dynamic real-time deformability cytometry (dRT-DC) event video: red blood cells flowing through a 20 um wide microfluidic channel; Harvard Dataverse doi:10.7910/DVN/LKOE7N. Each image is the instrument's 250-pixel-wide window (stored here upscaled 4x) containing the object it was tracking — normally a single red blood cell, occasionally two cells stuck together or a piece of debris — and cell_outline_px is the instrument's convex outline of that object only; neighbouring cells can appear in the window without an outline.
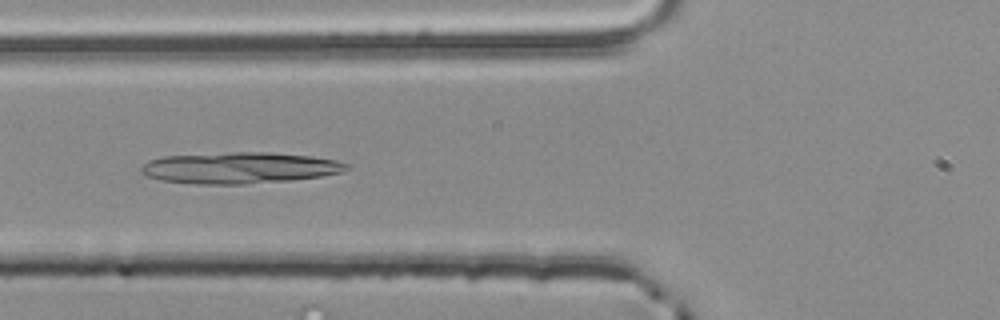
{"species": "common noctule bat (a hibernating species)", "species_latin": "Nyctalus noctula", "temperature_condition": "room temperature", "stored_images_in_passage": 43, "camera_frame_rate_fps": 3000, "um_per_image_px": 0.085, "animal": {"sex": "male", "body_mass_g": 20.4}, "frame": {"image": 1, "passage_image": 10, "time_ms": 3.0, "image_size_px": [1000, 320], "cell_outline_px": [[352, 168], [340, 172], [324, 176], [288, 180], [244, 184], [196, 184], [160, 180], [148, 176], [140, 172], [140, 168], [148, 160], [164, 156], [232, 152], [264, 152], [312, 156], [336, 160], [352, 164]], "centroid_in_image_um": [20.39, 14.26], "position_along_channel_um": 105.4, "area_um2": 37.57}}
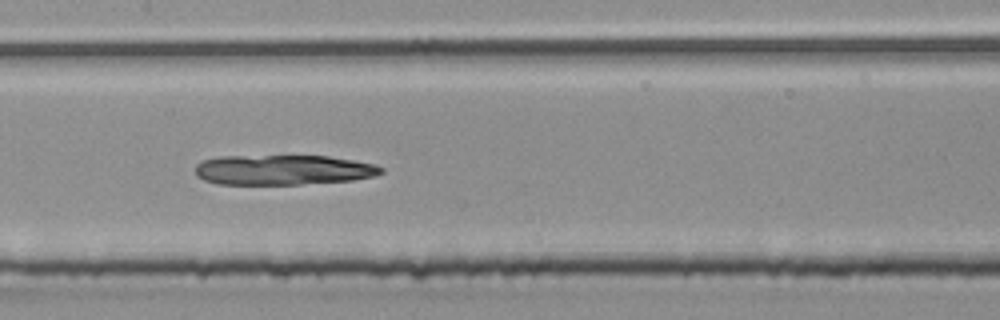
{"frame": {"image": 2, "passage_image": 16, "time_ms": 5.0, "image_size_px": [1000, 320], "cell_outline_px": [[384, 172], [376, 176], [352, 180], [300, 184], [216, 184], [204, 180], [196, 176], [196, 164], [204, 160], [220, 156], [328, 156], [376, 164], [384, 168]], "centroid_in_image_um": [24.08, 14.44], "position_along_channel_um": 183.3, "area_um2": 32.6}}
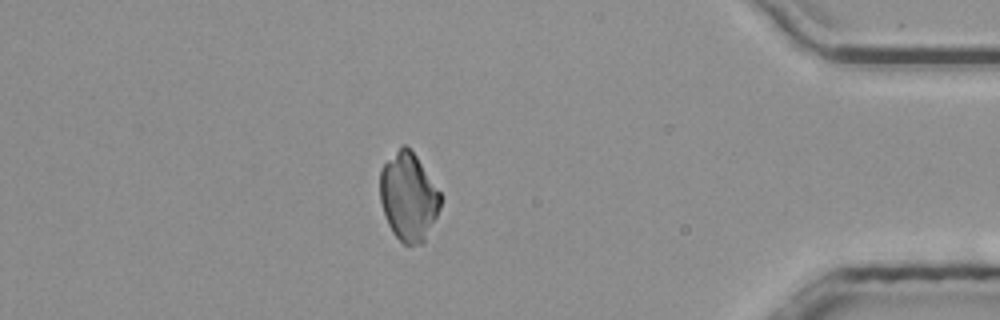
{"frame": {"image": 3, "passage_image": 36, "time_ms": 11.667, "image_size_px": [1000, 320], "cell_outline_px": [[440, 208], [424, 244], [404, 244], [392, 232], [388, 224], [380, 200], [380, 168], [404, 144], [416, 156], [440, 192]], "centroid_in_image_um": [34.72, 16.77], "position_along_channel_um": 400.5, "area_um2": 30.63}}